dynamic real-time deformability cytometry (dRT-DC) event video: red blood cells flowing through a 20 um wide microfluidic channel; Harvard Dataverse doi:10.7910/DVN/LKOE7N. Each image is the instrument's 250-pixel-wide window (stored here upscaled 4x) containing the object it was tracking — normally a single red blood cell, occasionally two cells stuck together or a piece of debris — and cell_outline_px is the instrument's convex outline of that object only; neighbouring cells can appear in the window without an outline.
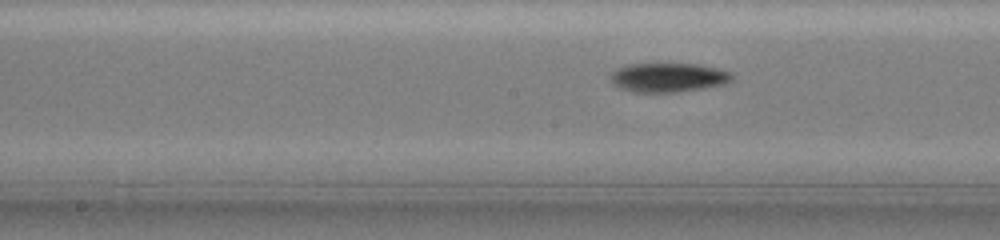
{"species": "common noctule bat (a hibernating species)", "species_latin": "Nyctalus noctula", "temperature_condition": "warm", "stored_images_in_passage": 26, "camera_frame_rate_fps": 3000, "um_per_image_px": 0.085, "animal": {"sex": "female", "body_mass_g": 19.5, "forearm_length_mm": 54.1}, "frame": {"image": 1, "passage_image": 8, "time_ms": 2.333, "image_size_px": [1000, 240], "cell_outline_px": [[736, 76], [732, 80], [724, 84], [704, 88], [676, 92], [636, 92], [620, 88], [612, 80], [612, 72], [620, 68], [632, 64], [696, 64], [716, 68], [732, 72]], "centroid_in_image_um": [56.89, 6.59], "position_along_channel_um": 191.3, "area_um2": 20.35}}
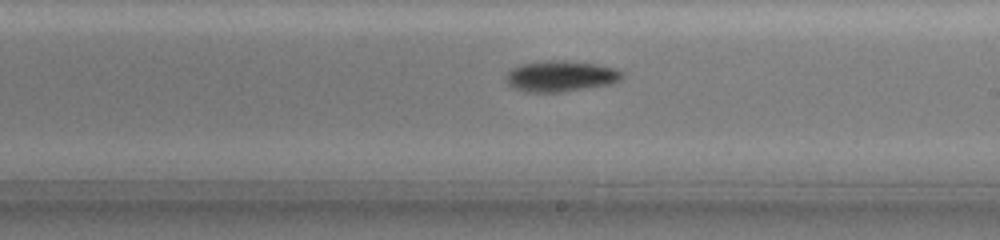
{"frame": {"image": 2, "passage_image": 12, "time_ms": 3.667, "image_size_px": [1000, 240], "cell_outline_px": [[624, 76], [620, 80], [608, 84], [560, 92], [524, 92], [512, 88], [508, 84], [504, 76], [512, 68], [520, 64], [548, 60], [564, 60], [596, 64], [612, 68], [624, 72]], "centroid_in_image_um": [47.6, 6.47], "position_along_channel_um": 241.4, "area_um2": 20.92}}